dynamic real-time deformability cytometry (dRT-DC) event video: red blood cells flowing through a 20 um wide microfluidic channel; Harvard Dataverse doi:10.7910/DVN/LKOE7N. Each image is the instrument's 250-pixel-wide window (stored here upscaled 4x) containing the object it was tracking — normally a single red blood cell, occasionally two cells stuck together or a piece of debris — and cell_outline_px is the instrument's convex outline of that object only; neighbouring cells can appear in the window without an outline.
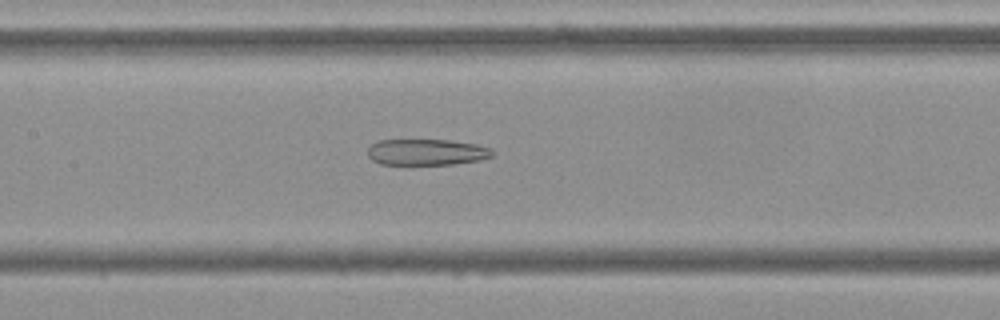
{"species": "Egyptian fruit bat (a non-hibernating species)", "species_latin": "Rousettus aegyptiacus", "temperature_condition": "cold", "stored_images_in_passage": 51, "camera_frame_rate_fps": 3000, "um_per_image_px": 0.085, "frame": {"image": 1, "passage_image": 25, "time_ms": 8.0, "image_size_px": [1000, 320], "cell_outline_px": [[492, 156], [480, 160], [452, 164], [380, 164], [372, 160], [368, 156], [368, 148], [372, 144], [380, 140], [448, 140], [476, 144], [492, 148]], "centroid_in_image_um": [36.26, 12.93], "position_along_channel_um": 171.1, "area_um2": 18.9}}
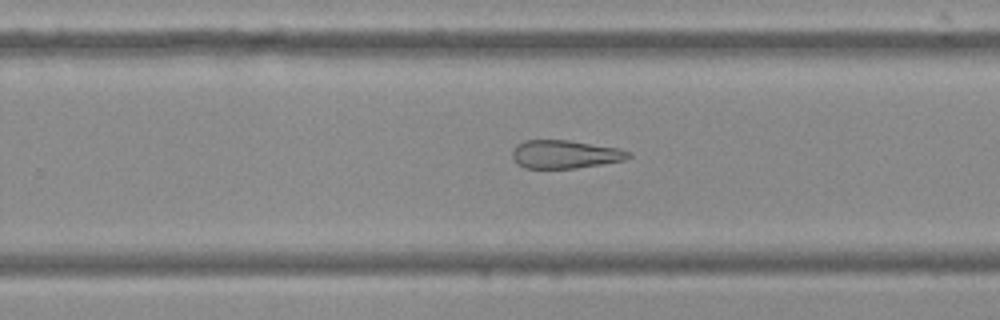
{"frame": {"image": 2, "passage_image": 34, "time_ms": 11.0, "image_size_px": [1000, 320], "cell_outline_px": [[632, 156], [624, 160], [576, 168], [524, 168], [512, 156], [512, 152], [516, 144], [524, 140], [568, 140], [620, 148], [632, 152]], "centroid_in_image_um": [48.05, 13.1], "position_along_channel_um": 281.7, "area_um2": 19.07}}
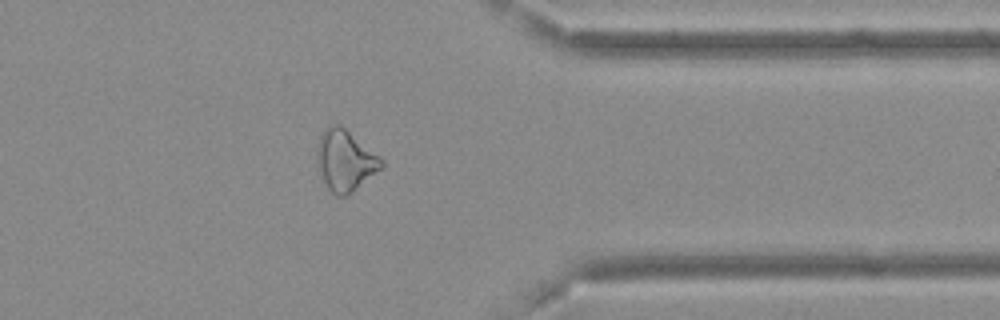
{"frame": {"image": 3, "passage_image": 43, "time_ms": 14.0, "image_size_px": [1000, 320], "cell_outline_px": [[384, 164], [380, 168], [348, 196], [336, 196], [320, 180], [316, 164], [316, 148], [320, 136], [324, 128], [328, 124], [336, 124], [344, 128], [380, 156], [384, 160]], "centroid_in_image_um": [29.27, 13.65], "position_along_channel_um": 382.1, "area_um2": 23.06}}